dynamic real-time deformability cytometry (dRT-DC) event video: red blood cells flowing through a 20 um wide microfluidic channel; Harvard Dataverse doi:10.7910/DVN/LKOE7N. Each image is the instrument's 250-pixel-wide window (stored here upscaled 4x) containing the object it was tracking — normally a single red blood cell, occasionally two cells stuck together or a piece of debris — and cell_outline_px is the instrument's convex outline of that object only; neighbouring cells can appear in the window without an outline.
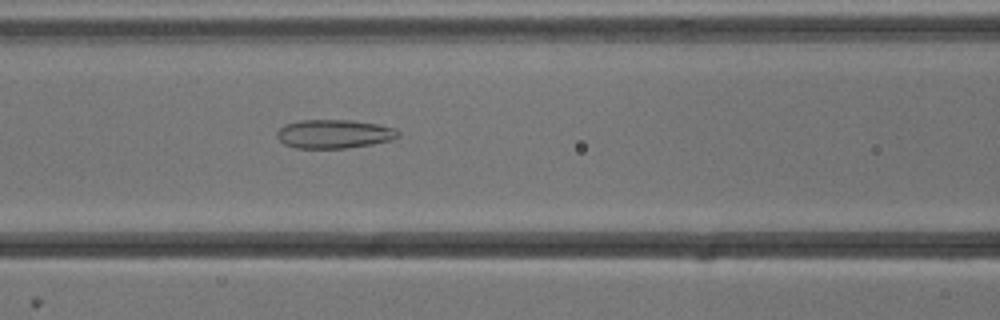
{"species": "common noctule bat (a hibernating species)", "species_latin": "Nyctalus noctula", "temperature_condition": "cold", "stored_images_in_passage": 53, "camera_frame_rate_fps": 3000, "um_per_image_px": 0.085, "animal": {"sex": "male", "body_mass_g": 13.3}, "frame": {"image": 1, "passage_image": 22, "time_ms": 7.0, "image_size_px": [1000, 320], "cell_outline_px": [[400, 136], [392, 140], [372, 144], [348, 148], [296, 148], [284, 144], [276, 136], [276, 132], [284, 124], [300, 120], [352, 120], [376, 124], [396, 128], [400, 132]], "centroid_in_image_um": [28.41, 11.38], "position_along_channel_um": 138.2, "area_um2": 20.46}}
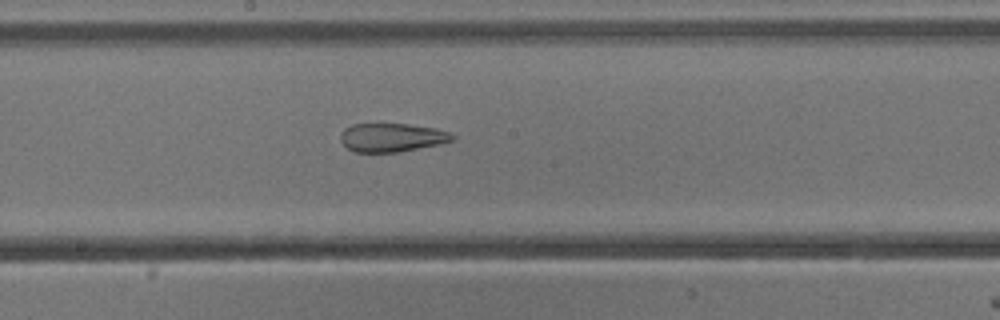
{"frame": {"image": 2, "passage_image": 28, "time_ms": 9.0, "image_size_px": [1000, 320], "cell_outline_px": [[456, 140], [400, 152], [352, 152], [340, 140], [340, 136], [344, 128], [352, 124], [408, 124], [436, 128], [448, 132], [456, 136]], "centroid_in_image_um": [33.31, 11.69], "position_along_channel_um": 214.9, "area_um2": 18.67}}
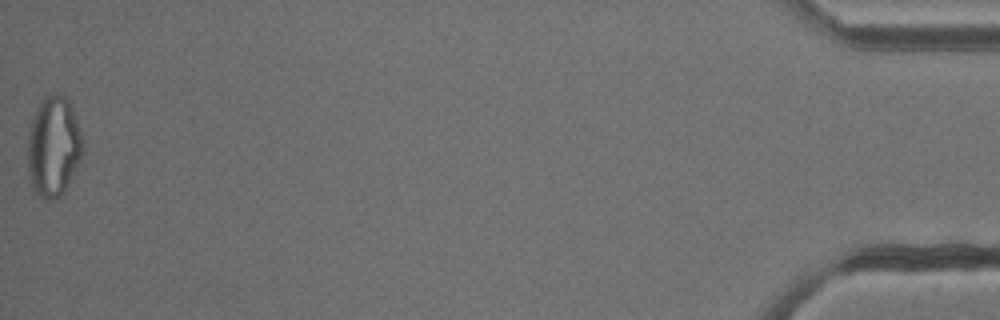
{"frame": {"image": 3, "passage_image": 53, "time_ms": 17.333, "image_size_px": [1000, 320], "cell_outline_px": [[84, 152], [60, 196], [52, 200], [44, 200], [36, 196], [32, 188], [28, 172], [28, 132], [32, 116], [40, 100], [56, 92], [64, 96], [68, 100], [72, 108], [80, 128]], "centroid_in_image_um": [4.52, 12.45], "position_along_channel_um": 430.7, "area_um2": 32.31}, "authors_computed_cell_mechanics": {"area_um2": 26.7036, "velocity_mm_per_s": 3.8373, "shape_relaxation_time_tau1_ms": null, "shape_relaxation_time_tau2_ms": 2.7221, "deformation_change_tau1": null, "deformation_change_tau2": 0.1181}}